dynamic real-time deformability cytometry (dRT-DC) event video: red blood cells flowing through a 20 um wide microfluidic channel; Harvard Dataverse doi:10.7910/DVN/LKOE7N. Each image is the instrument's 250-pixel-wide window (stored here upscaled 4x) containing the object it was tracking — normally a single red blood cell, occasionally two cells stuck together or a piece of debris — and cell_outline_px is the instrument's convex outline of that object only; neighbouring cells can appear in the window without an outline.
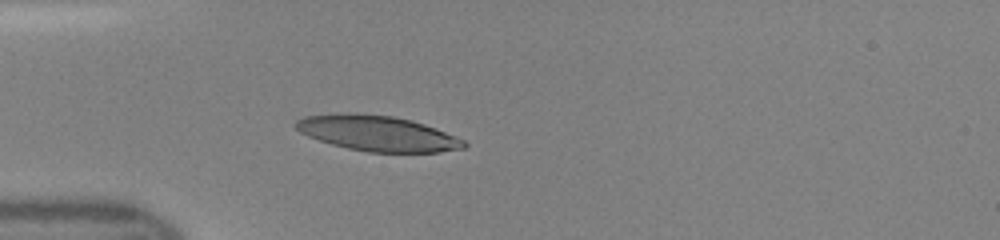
{"species": "human", "species_latin": "Homo sapiens", "temperature_condition": "room temperature", "stored_images_in_passage": 27, "camera_frame_rate_fps": 3000, "um_per_image_px": 0.085, "donor": {"sex": "female"}, "frame": {"image": 1, "passage_image": 1, "time_ms": 0.0, "image_size_px": [1000, 240], "cell_outline_px": [[468, 144], [464, 148], [440, 152], [368, 152], [348, 148], [332, 144], [308, 136], [300, 132], [292, 124], [296, 120], [304, 116], [348, 112], [356, 112], [392, 116], [412, 120], [424, 124], [464, 140]], "centroid_in_image_um": [32.05, 11.32], "position_along_channel_um": 53.0, "area_um2": 34.68}}
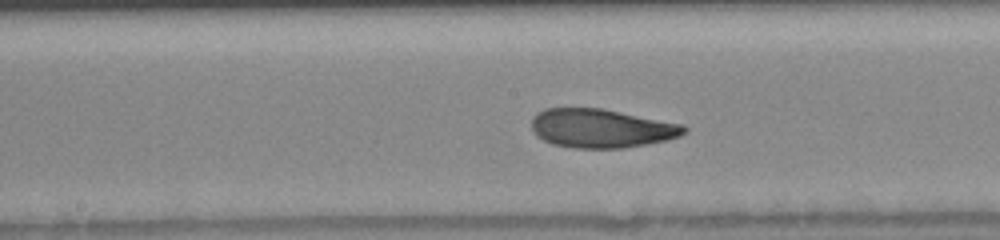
{"frame": {"image": 2, "passage_image": 12, "time_ms": 3.667, "image_size_px": [1000, 240], "cell_outline_px": [[688, 132], [680, 136], [668, 140], [624, 148], [576, 148], [552, 144], [536, 136], [532, 132], [532, 116], [536, 112], [544, 108], [600, 108], [684, 124], [688, 128]], "centroid_in_image_um": [51.11, 10.91], "position_along_channel_um": 197.1, "area_um2": 34.8}}
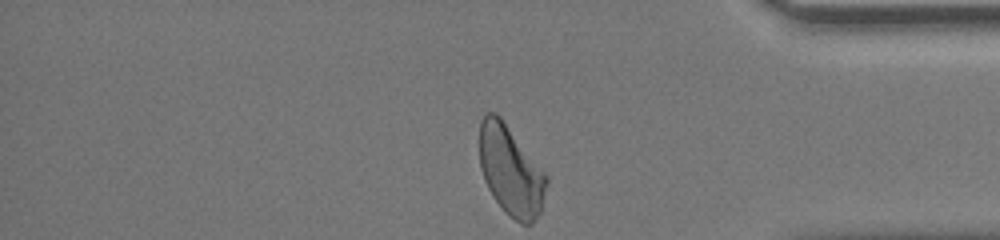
{"frame": {"image": 3, "passage_image": 27, "time_ms": 8.667, "image_size_px": [1000, 240], "cell_outline_px": [[548, 184], [540, 212], [536, 220], [532, 224], [520, 224], [504, 212], [492, 196], [484, 180], [480, 168], [480, 120], [484, 112], [496, 112], [500, 116], [548, 176]], "centroid_in_image_um": [43.41, 14.52], "position_along_channel_um": 391.8, "area_um2": 35.32}}